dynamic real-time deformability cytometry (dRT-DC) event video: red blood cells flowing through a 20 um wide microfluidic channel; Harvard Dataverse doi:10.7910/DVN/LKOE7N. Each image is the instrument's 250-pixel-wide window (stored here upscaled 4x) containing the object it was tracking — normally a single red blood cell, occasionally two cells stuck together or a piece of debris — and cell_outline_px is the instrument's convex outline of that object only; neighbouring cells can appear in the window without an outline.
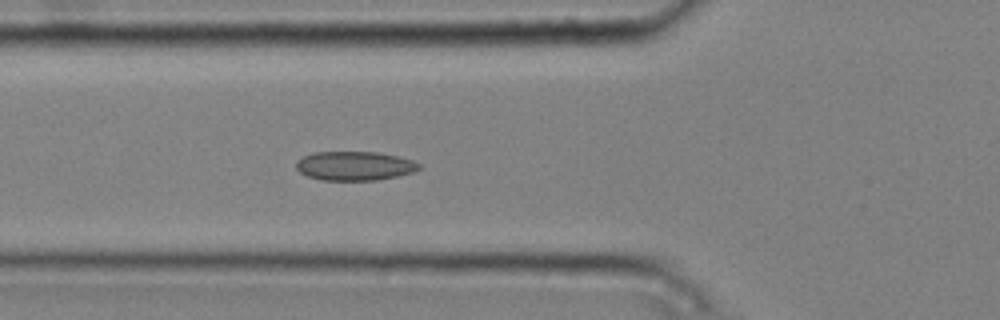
{"species": "common noctule bat (a hibernating species)", "species_latin": "Nyctalus noctula", "temperature_condition": "cold", "stored_images_in_passage": 6, "camera_frame_rate_fps": 3000, "um_per_image_px": 0.085, "animal": {"sex": "male", "body_mass_g": 20.4}, "frame": {"image": 1, "passage_image": 6, "time_ms": 1.667, "image_size_px": [1000, 320], "cell_outline_px": [[420, 168], [412, 172], [396, 176], [376, 180], [320, 180], [308, 176], [300, 172], [296, 168], [296, 160], [304, 156], [316, 152], [376, 152], [396, 156], [412, 160], [420, 164]], "centroid_in_image_um": [30.11, 14.1], "position_along_channel_um": 95.7, "area_um2": 20.63}}